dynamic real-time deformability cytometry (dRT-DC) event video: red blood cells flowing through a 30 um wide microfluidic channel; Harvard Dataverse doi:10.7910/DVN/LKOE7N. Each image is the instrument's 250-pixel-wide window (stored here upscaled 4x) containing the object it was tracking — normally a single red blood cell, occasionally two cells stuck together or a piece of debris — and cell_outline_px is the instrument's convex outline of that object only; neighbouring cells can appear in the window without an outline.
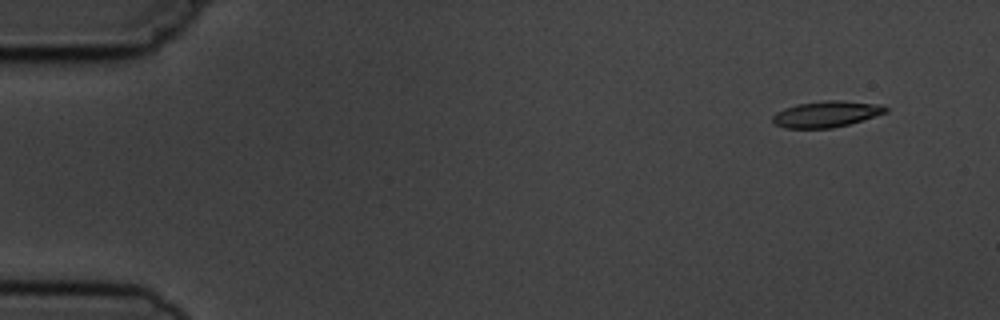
{"species": "common noctule bat (a hibernating species)", "species_latin": "Nyctalus noctula", "temperature_condition": "cold", "stored_images_in_passage": 7, "camera_frame_rate_fps": 3000, "um_per_image_px": 0.085, "animal": {"sex": "male", "body_mass_g": 19.5, "forearm_length_mm": 54.6}, "frame": {"image": 1, "passage_image": 2, "time_ms": 1.0, "image_size_px": [1000, 320], "cell_outline_px": [[888, 112], [848, 124], [832, 128], [784, 128], [776, 124], [772, 120], [772, 116], [776, 112], [784, 108], [796, 104], [824, 100], [840, 100], [884, 104], [888, 108]], "centroid_in_image_um": [70.25, 9.68], "position_along_channel_um": 14.7, "area_um2": 17.34}}
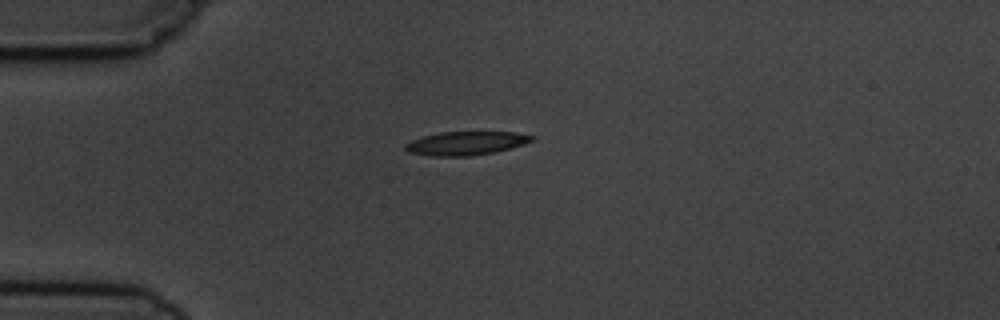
{"frame": {"image": 2, "passage_image": 5, "time_ms": 4.333, "image_size_px": [1000, 320], "cell_outline_px": [[536, 140], [512, 148], [496, 152], [472, 156], [432, 156], [408, 152], [404, 148], [404, 144], [412, 140], [424, 136], [440, 132], [516, 132], [536, 136]], "centroid_in_image_um": [39.66, 12.18], "position_along_channel_um": 45.3, "area_um2": 17.63}}
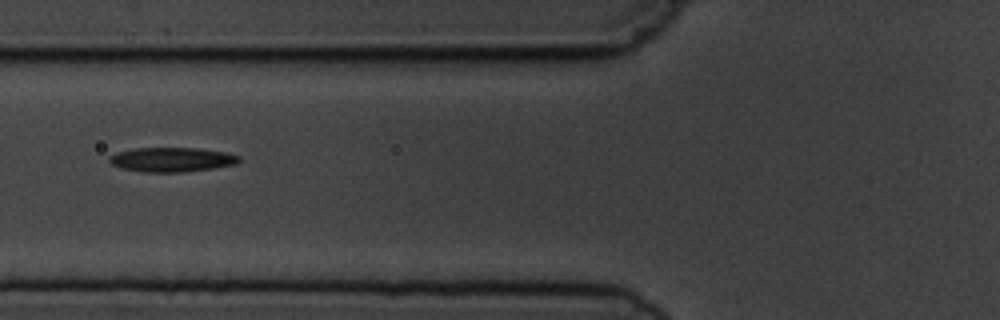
{"frame": {"image": 3, "passage_image": 7, "time_ms": 6.667, "image_size_px": [1000, 320], "cell_outline_px": [[240, 160], [236, 164], [212, 168], [180, 172], [144, 172], [120, 168], [112, 164], [108, 160], [108, 156], [116, 152], [136, 148], [196, 148], [228, 152], [240, 156]], "centroid_in_image_um": [14.58, 13.56], "position_along_channel_um": 111.2, "area_um2": 18.5}}